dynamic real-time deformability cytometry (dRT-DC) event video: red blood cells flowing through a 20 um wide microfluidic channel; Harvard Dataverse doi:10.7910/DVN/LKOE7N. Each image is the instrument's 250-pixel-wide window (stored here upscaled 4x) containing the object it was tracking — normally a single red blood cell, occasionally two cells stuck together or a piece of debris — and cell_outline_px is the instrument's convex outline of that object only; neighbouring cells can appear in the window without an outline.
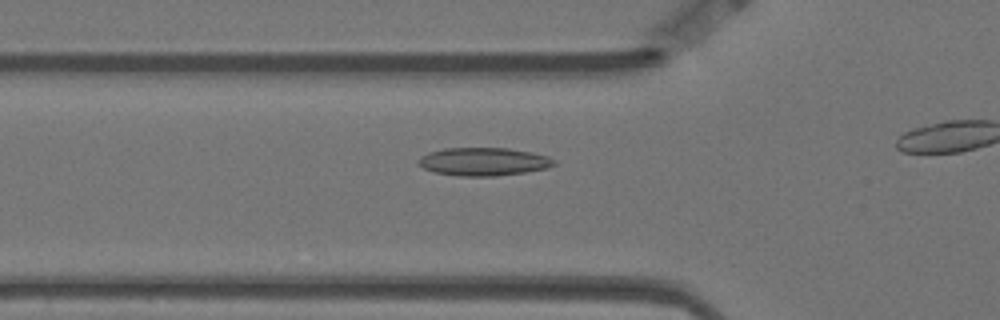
{"species": "Egyptian fruit bat (a non-hibernating species)", "species_latin": "Rousettus aegyptiacus", "temperature_condition": "warm", "stored_images_in_passage": 10, "camera_frame_rate_fps": 3000, "um_per_image_px": 0.085, "animal": {"sex": "female"}, "frame": {"image": 1, "passage_image": 5, "time_ms": 1.333, "image_size_px": [1000, 320], "cell_outline_px": [[556, 164], [544, 168], [524, 172], [496, 176], [460, 176], [432, 172], [416, 164], [420, 156], [428, 152], [444, 148], [508, 148], [548, 156], [556, 160]], "centroid_in_image_um": [41.04, 13.74], "position_along_channel_um": 84.8, "area_um2": 22.2}}
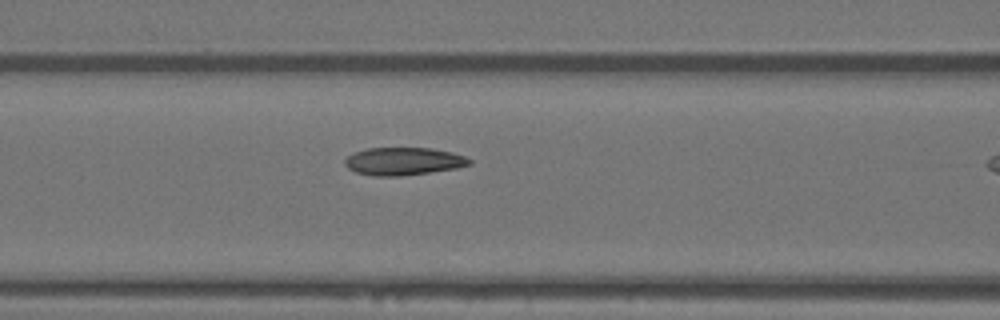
{"frame": {"image": 2, "passage_image": 9, "time_ms": 2.667, "image_size_px": [1000, 320], "cell_outline_px": [[472, 164], [456, 168], [400, 176], [372, 176], [356, 172], [348, 168], [344, 164], [344, 160], [348, 156], [364, 148], [432, 148], [452, 152], [464, 156], [472, 160]], "centroid_in_image_um": [34.29, 13.7], "position_along_channel_um": 132.3, "area_um2": 20.11}}